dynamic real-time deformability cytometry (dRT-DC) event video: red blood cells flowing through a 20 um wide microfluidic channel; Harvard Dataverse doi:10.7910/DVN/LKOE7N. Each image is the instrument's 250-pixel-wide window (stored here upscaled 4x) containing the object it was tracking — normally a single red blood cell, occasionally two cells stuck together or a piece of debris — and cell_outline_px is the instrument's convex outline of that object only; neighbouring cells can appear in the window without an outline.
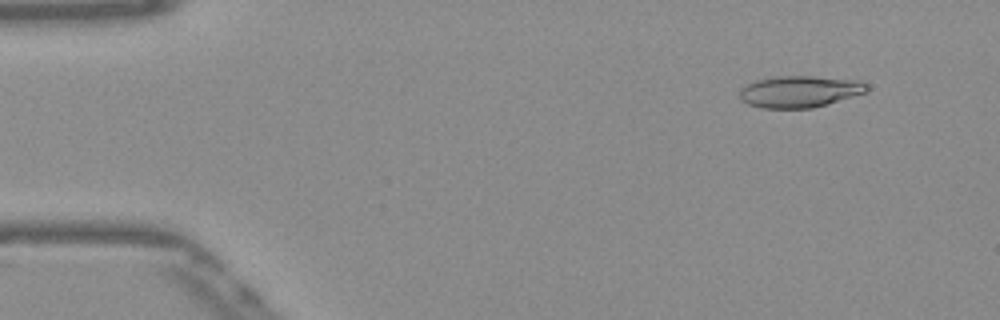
{"species": "Egyptian fruit bat (a non-hibernating species)", "species_latin": "Rousettus aegyptiacus", "temperature_condition": "warm", "stored_images_in_passage": 14, "camera_frame_rate_fps": 3000, "um_per_image_px": 0.085, "frame": {"image": 1, "passage_image": 5, "time_ms": 1.333, "image_size_px": [1000, 320], "cell_outline_px": [[868, 92], [812, 108], [764, 108], [748, 104], [740, 100], [740, 88], [756, 80], [776, 76], [812, 76], [856, 80], [868, 84]], "centroid_in_image_um": [67.96, 7.78], "position_along_channel_um": 17.0, "area_um2": 23.41}}